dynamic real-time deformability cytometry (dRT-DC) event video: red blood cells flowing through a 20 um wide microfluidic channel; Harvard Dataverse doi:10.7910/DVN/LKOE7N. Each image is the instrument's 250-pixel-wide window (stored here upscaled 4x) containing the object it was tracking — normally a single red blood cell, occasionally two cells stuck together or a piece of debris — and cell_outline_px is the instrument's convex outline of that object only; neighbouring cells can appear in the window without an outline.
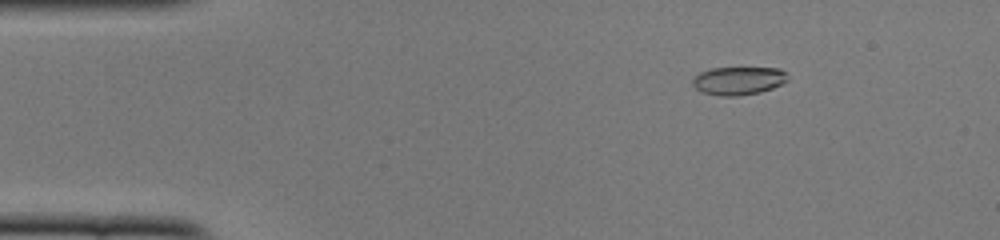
{"species": "common noctule bat (a hibernating species)", "species_latin": "Nyctalus noctula", "temperature_condition": "cold", "stored_images_in_passage": 51, "camera_frame_rate_fps": 3000, "um_per_image_px": 0.085, "animal": {"sex": "female", "body_mass_g": 22.0, "forearm_length_mm": 56.7}, "frame": {"image": 1, "passage_image": 7, "time_ms": 2.0, "image_size_px": [1000, 240], "cell_outline_px": [[788, 80], [772, 88], [760, 92], [736, 96], [720, 96], [700, 92], [692, 84], [692, 80], [700, 72], [712, 68], [780, 68], [784, 72]], "centroid_in_image_um": [62.73, 6.86], "position_along_channel_um": 22.3, "area_um2": 15.49}}
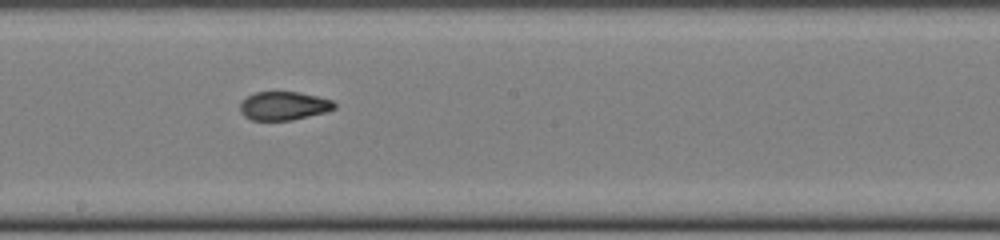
{"frame": {"image": 2, "passage_image": 28, "time_ms": 9.0, "image_size_px": [1000, 240], "cell_outline_px": [[336, 108], [328, 112], [292, 120], [252, 120], [244, 116], [240, 112], [240, 100], [256, 92], [300, 92], [332, 100], [336, 104]], "centroid_in_image_um": [24.12, 9.0], "position_along_channel_um": 224.1, "area_um2": 15.84}}
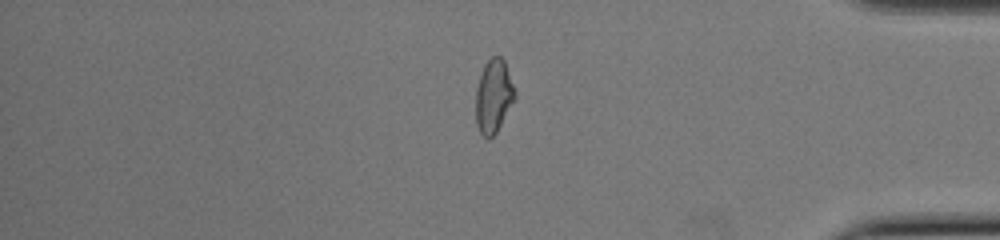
{"frame": {"image": 3, "passage_image": 43, "time_ms": 14.0, "image_size_px": [1000, 240], "cell_outline_px": [[516, 96], [496, 132], [488, 140], [480, 132], [476, 124], [476, 88], [484, 64], [492, 56], [500, 56], [504, 60], [516, 92]], "centroid_in_image_um": [41.94, 8.16], "position_along_channel_um": 393.3, "area_um2": 16.53}, "authors_computed_cell_mechanics": {"area_um2": 16.2996, "velocity_mm_per_s": 3.9236, "shape_relaxation_time_tau1_ms": null, "shape_relaxation_time_tau2_ms": 1.9198, "deformation_change_tau1": null, "deformation_change_tau2": 0.0672}}